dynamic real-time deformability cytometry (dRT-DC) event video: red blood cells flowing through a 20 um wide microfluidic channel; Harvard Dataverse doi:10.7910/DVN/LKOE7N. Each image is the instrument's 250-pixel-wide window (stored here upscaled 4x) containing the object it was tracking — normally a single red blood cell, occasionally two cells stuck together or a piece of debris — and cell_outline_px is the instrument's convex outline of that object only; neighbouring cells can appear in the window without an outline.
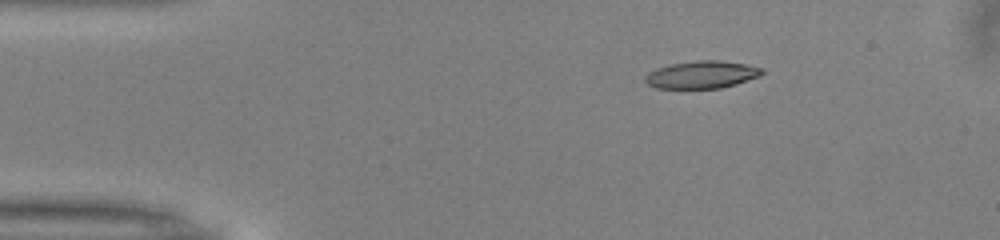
{"species": "common noctule bat (a hibernating species)", "species_latin": "Nyctalus noctula", "temperature_condition": "warm", "stored_images_in_passage": 36, "camera_frame_rate_fps": 3000, "um_per_image_px": 0.085, "animal": {"sex": "male", "body_mass_g": 13.0, "forearm_length_mm": 53.1}, "frame": {"image": 1, "passage_image": 2, "time_ms": 0.333, "image_size_px": [1000, 240], "cell_outline_px": [[764, 72], [760, 76], [736, 84], [720, 88], [656, 88], [648, 84], [644, 80], [644, 76], [648, 72], [656, 68], [668, 64], [696, 60], [720, 60], [744, 64], [764, 68]], "centroid_in_image_um": [59.63, 6.34], "position_along_channel_um": 25.4, "area_um2": 18.84}}
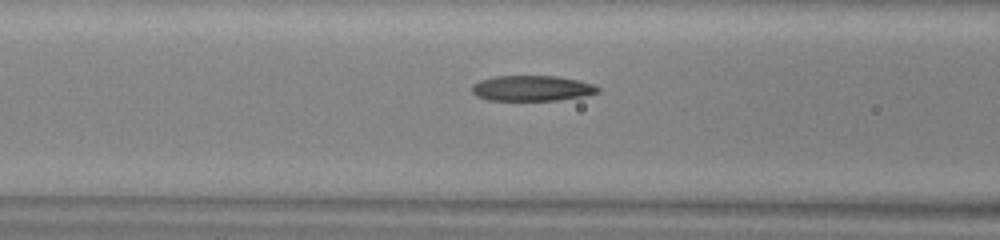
{"frame": {"image": 2, "passage_image": 14, "time_ms": 4.333, "image_size_px": [1000, 240], "cell_outline_px": [[600, 92], [584, 96], [560, 100], [488, 100], [476, 96], [472, 92], [472, 84], [480, 80], [492, 76], [556, 76], [596, 84], [600, 88]], "centroid_in_image_um": [45.22, 7.5], "position_along_channel_um": 121.4, "area_um2": 18.84}}
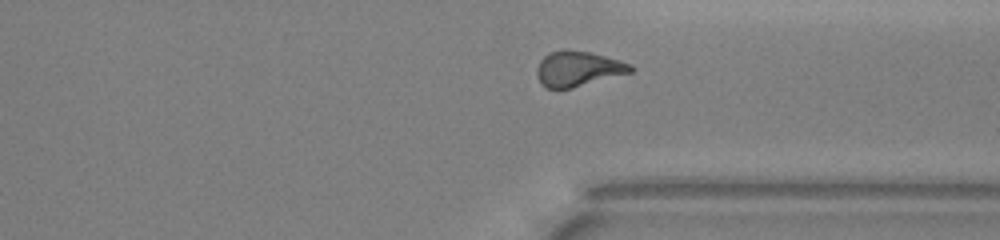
{"frame": {"image": 3, "passage_image": 32, "time_ms": 10.333, "image_size_px": [1000, 240], "cell_outline_px": [[632, 72], [572, 88], [548, 88], [540, 84], [536, 76], [536, 68], [540, 60], [548, 52], [564, 48], [568, 48], [588, 52], [620, 60], [632, 64]], "centroid_in_image_um": [49.08, 5.83], "position_along_channel_um": 362.3, "area_um2": 19.42}, "authors_computed_cell_mechanics": {"area_um2": 19.2763, "velocity_mm_per_s": 4.0168, "shape_relaxation_time_tau1_ms": 5.5411, "shape_relaxation_time_tau2_ms": 1.7473, "deformation_change_tau1": 0.1978, "deformation_change_tau2": 0.0939}}